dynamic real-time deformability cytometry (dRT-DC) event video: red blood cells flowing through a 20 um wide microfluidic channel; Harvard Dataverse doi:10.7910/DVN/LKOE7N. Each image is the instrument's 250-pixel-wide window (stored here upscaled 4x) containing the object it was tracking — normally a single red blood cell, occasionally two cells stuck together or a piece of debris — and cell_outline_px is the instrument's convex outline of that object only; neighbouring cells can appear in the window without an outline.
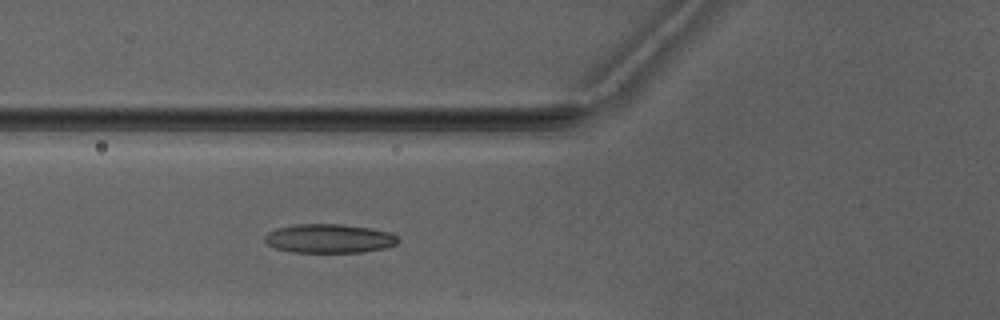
{"species": "Egyptian fruit bat (a non-hibernating species)", "species_latin": "Rousettus aegyptiacus", "temperature_condition": "warm", "stored_images_in_passage": 4, "camera_frame_rate_fps": 3000, "um_per_image_px": 0.085, "animal": {"sex": "male"}, "frame": {"image": 1, "passage_image": 4, "time_ms": 4.667, "image_size_px": [1000, 320], "cell_outline_px": [[400, 240], [396, 244], [384, 248], [360, 252], [292, 252], [276, 248], [268, 244], [264, 240], [264, 236], [268, 232], [276, 228], [296, 224], [340, 224], [372, 228], [392, 232]], "centroid_in_image_um": [27.99, 20.26], "position_along_channel_um": 97.8, "area_um2": 22.54}}